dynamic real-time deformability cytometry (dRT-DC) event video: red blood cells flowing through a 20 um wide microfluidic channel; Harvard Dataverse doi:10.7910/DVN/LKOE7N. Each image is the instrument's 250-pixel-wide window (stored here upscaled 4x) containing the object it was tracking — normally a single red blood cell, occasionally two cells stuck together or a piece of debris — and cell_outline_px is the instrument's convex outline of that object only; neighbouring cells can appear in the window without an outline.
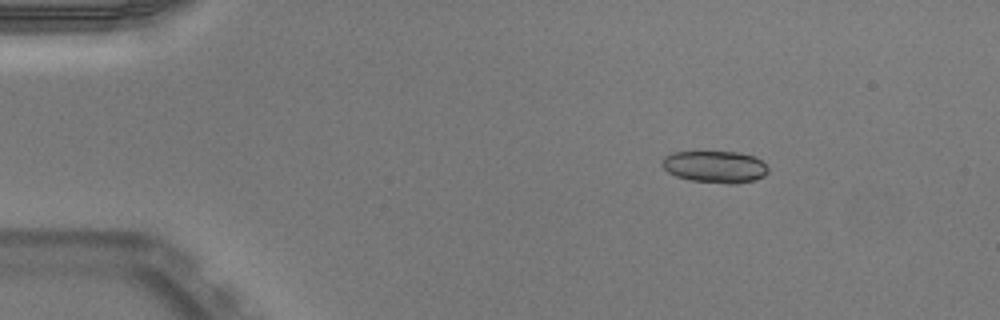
{"species": "Egyptian fruit bat (a non-hibernating species)", "species_latin": "Rousettus aegyptiacus", "temperature_condition": "warm", "stored_images_in_passage": 45, "camera_frame_rate_fps": 3000, "um_per_image_px": 0.085, "animal": {"sex": "male"}, "frame": {"image": 1, "passage_image": 1, "time_ms": 0.0, "image_size_px": [1000, 320], "cell_outline_px": [[768, 172], [764, 176], [756, 180], [732, 184], [728, 184], [692, 180], [676, 176], [668, 172], [660, 164], [660, 160], [664, 156], [672, 152], [740, 152], [752, 156], [760, 160], [768, 168]], "centroid_in_image_um": [60.75, 14.17], "position_along_channel_um": 24.3, "area_um2": 19.77}}
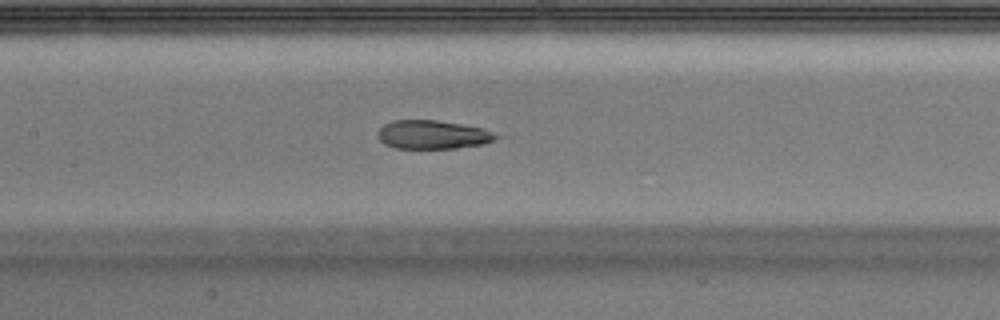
{"frame": {"image": 2, "passage_image": 18, "time_ms": 5.667, "image_size_px": [1000, 320], "cell_outline_px": [[500, 136], [496, 140], [484, 144], [456, 148], [396, 148], [384, 144], [376, 136], [376, 132], [384, 124], [392, 120], [436, 120], [464, 124], [484, 128]], "centroid_in_image_um": [36.78, 11.44], "position_along_channel_um": 170.6, "area_um2": 20.0}}
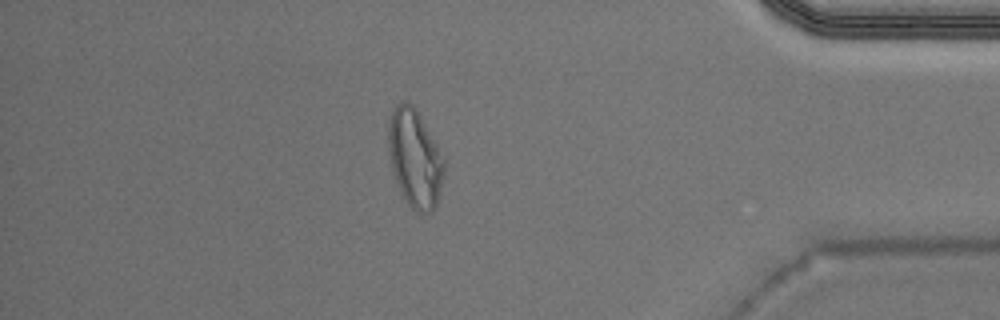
{"frame": {"image": 3, "passage_image": 38, "time_ms": 12.333, "image_size_px": [1000, 320], "cell_outline_px": [[444, 172], [440, 196], [432, 212], [416, 212], [404, 200], [400, 192], [392, 168], [388, 144], [388, 124], [392, 108], [396, 104], [404, 100], [408, 100], [416, 108], [444, 156]], "centroid_in_image_um": [35.27, 13.43], "position_along_channel_um": 399.9, "area_um2": 32.14}, "authors_computed_cell_mechanics": {"area_um2": 20.9236, "velocity_mm_per_s": 3.9494, "shape_relaxation_time_tau1_ms": null, "shape_relaxation_time_tau2_ms": 1.0395, "deformation_change_tau1": null, "deformation_change_tau2": 0.0564}}